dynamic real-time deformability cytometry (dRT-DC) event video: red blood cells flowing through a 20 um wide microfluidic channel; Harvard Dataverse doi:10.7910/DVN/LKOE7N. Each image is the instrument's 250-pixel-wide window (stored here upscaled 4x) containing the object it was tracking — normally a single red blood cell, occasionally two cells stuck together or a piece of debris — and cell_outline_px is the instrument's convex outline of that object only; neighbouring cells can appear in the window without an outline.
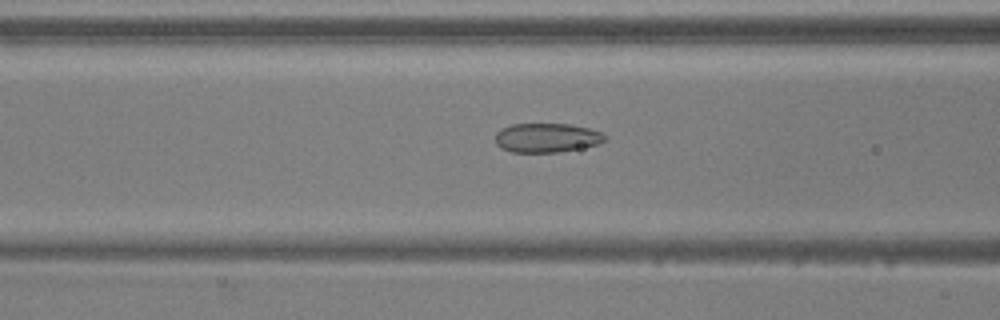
{"species": "common noctule bat (a hibernating species)", "species_latin": "Nyctalus noctula", "temperature_condition": "warm", "stored_images_in_passage": 49, "camera_frame_rate_fps": 3000, "um_per_image_px": 0.085, "animal": {"sex": "male", "body_mass_g": 20.5, "forearm_length_mm": 52.5}, "frame": {"image": 1, "passage_image": 18, "time_ms": 5.667, "image_size_px": [1000, 320], "cell_outline_px": [[608, 140], [600, 144], [580, 148], [556, 152], [512, 152], [500, 148], [496, 144], [496, 132], [500, 128], [512, 124], [568, 124], [588, 128], [600, 132], [608, 136]], "centroid_in_image_um": [46.48, 11.71], "position_along_channel_um": 120.1, "area_um2": 18.79}}
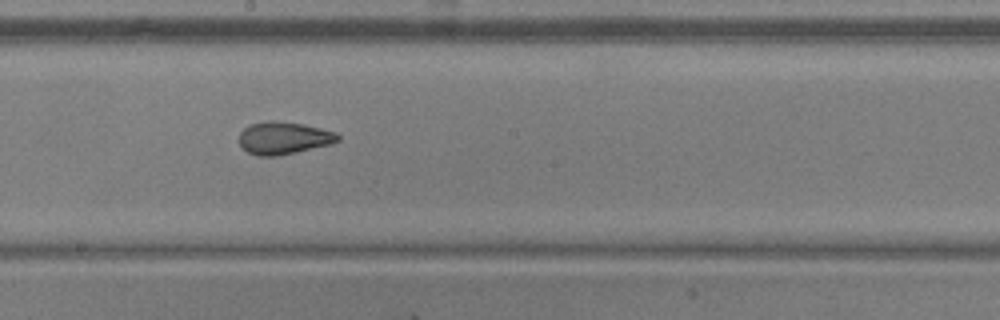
{"frame": {"image": 2, "passage_image": 26, "time_ms": 8.333, "image_size_px": [1000, 320], "cell_outline_px": [[340, 140], [332, 144], [296, 152], [276, 156], [260, 156], [248, 152], [240, 144], [240, 132], [248, 124], [272, 120], [276, 120], [304, 124], [336, 132], [340, 136]], "centroid_in_image_um": [24.13, 11.72], "position_along_channel_um": 224.1, "area_um2": 18.73}}
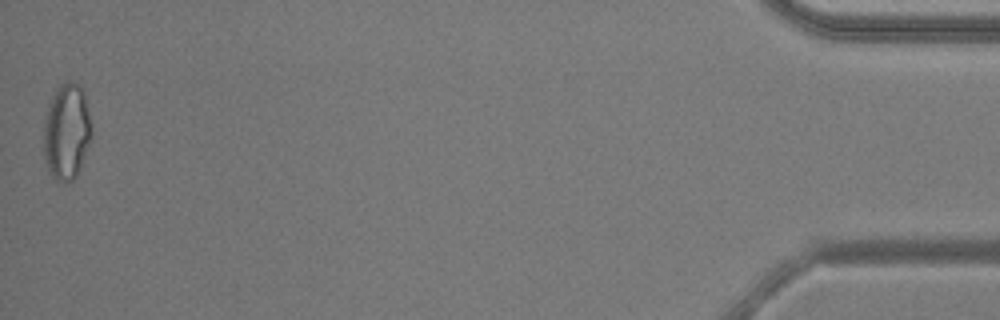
{"frame": {"image": 3, "passage_image": 49, "time_ms": 16.0, "image_size_px": [1000, 320], "cell_outline_px": [[92, 136], [80, 168], [76, 176], [72, 180], [56, 180], [52, 176], [48, 168], [44, 156], [44, 120], [48, 104], [56, 88], [60, 84], [68, 80], [72, 80], [80, 84], [84, 92], [92, 124]], "centroid_in_image_um": [5.68, 11.12], "position_along_channel_um": 429.5, "area_um2": 27.05}, "authors_computed_cell_mechanics": {"area_um2": 20.6346, "velocity_mm_per_s": 3.8894, "shape_relaxation_time_tau1_ms": null, "shape_relaxation_time_tau2_ms": 1.7158, "deformation_change_tau1": null, "deformation_change_tau2": 0.0684}}